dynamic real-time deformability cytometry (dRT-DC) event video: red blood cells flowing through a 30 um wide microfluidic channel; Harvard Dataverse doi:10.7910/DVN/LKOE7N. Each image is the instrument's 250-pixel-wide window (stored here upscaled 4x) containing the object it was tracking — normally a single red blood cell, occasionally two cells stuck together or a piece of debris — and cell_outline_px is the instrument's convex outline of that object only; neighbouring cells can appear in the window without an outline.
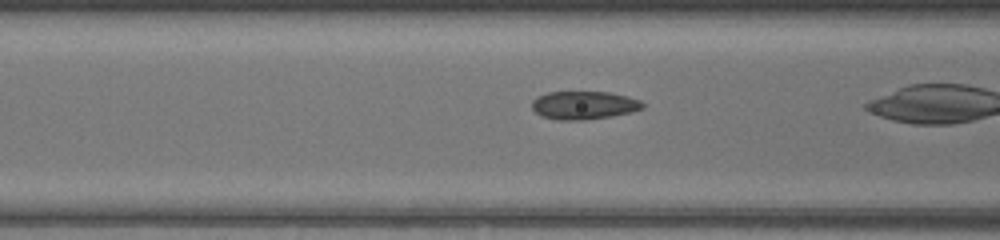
{"species": "common noctule bat (a hibernating species)", "species_latin": "Nyctalus noctula", "temperature_condition": "warm", "stored_images_in_passage": 37, "camera_frame_rate_fps": 3000, "um_per_image_px": 0.085, "animal": {"sex": "female", "body_mass_g": 17.0, "forearm_length_mm": 48.0}, "frame": {"image": 1, "passage_image": 18, "time_ms": 5.667, "image_size_px": [1000, 240], "cell_outline_px": [[644, 108], [632, 112], [612, 116], [584, 120], [556, 120], [540, 116], [532, 108], [532, 100], [536, 96], [548, 92], [612, 92], [628, 96], [640, 100], [644, 104]], "centroid_in_image_um": [49.63, 8.94], "position_along_channel_um": 117.0, "area_um2": 18.44}}
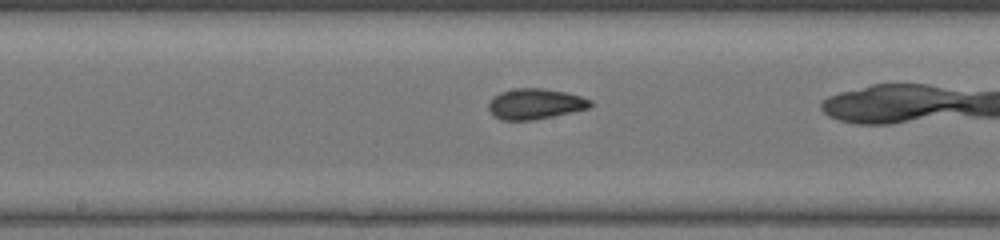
{"frame": {"image": 2, "passage_image": 24, "time_ms": 7.667, "image_size_px": [1000, 240], "cell_outline_px": [[592, 104], [588, 108], [572, 112], [532, 120], [500, 120], [488, 108], [488, 104], [492, 96], [500, 92], [512, 88], [544, 88], [564, 92], [580, 96], [592, 100]], "centroid_in_image_um": [45.46, 8.82], "position_along_channel_um": 202.7, "area_um2": 18.09}}
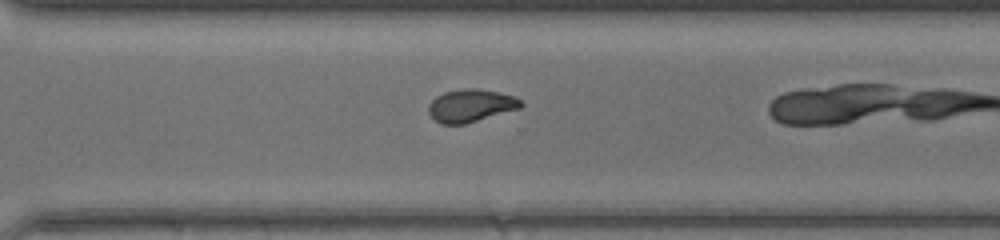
{"frame": {"image": 3, "passage_image": 33, "time_ms": 10.667, "image_size_px": [1000, 240], "cell_outline_px": [[524, 104], [520, 108], [464, 124], [440, 124], [428, 112], [428, 104], [436, 96], [444, 92], [460, 88], [476, 88], [496, 92], [512, 96], [520, 100]], "centroid_in_image_um": [39.98, 8.97], "position_along_channel_um": 330.6, "area_um2": 17.46}}